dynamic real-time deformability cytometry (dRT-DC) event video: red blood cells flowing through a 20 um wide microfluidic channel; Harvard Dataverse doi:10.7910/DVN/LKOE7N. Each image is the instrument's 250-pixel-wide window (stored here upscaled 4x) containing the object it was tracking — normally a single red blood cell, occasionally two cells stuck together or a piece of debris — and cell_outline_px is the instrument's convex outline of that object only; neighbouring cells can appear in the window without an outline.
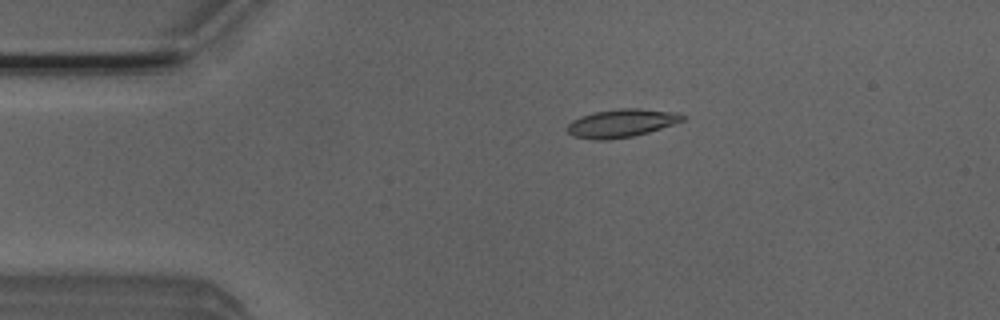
{"species": "Egyptian fruit bat (a non-hibernating species)", "species_latin": "Rousettus aegyptiacus", "temperature_condition": "room temperature", "stored_images_in_passage": 4, "camera_frame_rate_fps": 3000, "um_per_image_px": 0.085, "animal": {"sex": "male"}, "frame": {"image": 1, "passage_image": 3, "time_ms": 0.667, "image_size_px": [1000, 320], "cell_outline_px": [[684, 120], [648, 132], [632, 136], [604, 140], [592, 140], [572, 136], [564, 128], [572, 120], [580, 116], [596, 112], [620, 108], [640, 108], [680, 112], [684, 116]], "centroid_in_image_um": [52.79, 10.46], "position_along_channel_um": 32.2, "area_um2": 18.96}}